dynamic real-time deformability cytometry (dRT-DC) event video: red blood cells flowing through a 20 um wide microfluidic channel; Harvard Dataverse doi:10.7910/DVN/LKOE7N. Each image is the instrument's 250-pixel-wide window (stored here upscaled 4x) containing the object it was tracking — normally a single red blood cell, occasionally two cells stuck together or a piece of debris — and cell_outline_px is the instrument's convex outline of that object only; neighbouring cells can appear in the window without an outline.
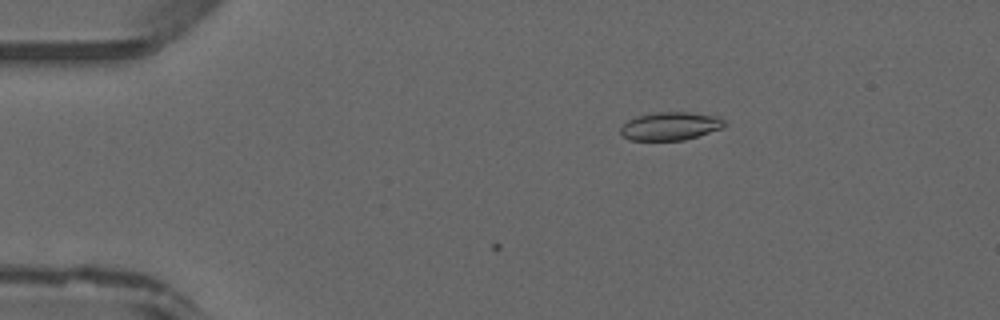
{"species": "common noctule bat (a hibernating species)", "species_latin": "Nyctalus noctula", "temperature_condition": "warm", "stored_images_in_passage": 2, "camera_frame_rate_fps": 3000, "um_per_image_px": 0.085, "animal": {"sex": "male", "forearm_length_mm": 52.5}, "frame": {"image": 1, "passage_image": 2, "time_ms": 0.333, "image_size_px": [1000, 320], "cell_outline_px": [[724, 128], [684, 140], [628, 140], [620, 132], [620, 128], [628, 120], [636, 116], [656, 112], [688, 112], [716, 116], [724, 120]], "centroid_in_image_um": [56.97, 10.72], "position_along_channel_um": 28.0, "area_um2": 16.99}}